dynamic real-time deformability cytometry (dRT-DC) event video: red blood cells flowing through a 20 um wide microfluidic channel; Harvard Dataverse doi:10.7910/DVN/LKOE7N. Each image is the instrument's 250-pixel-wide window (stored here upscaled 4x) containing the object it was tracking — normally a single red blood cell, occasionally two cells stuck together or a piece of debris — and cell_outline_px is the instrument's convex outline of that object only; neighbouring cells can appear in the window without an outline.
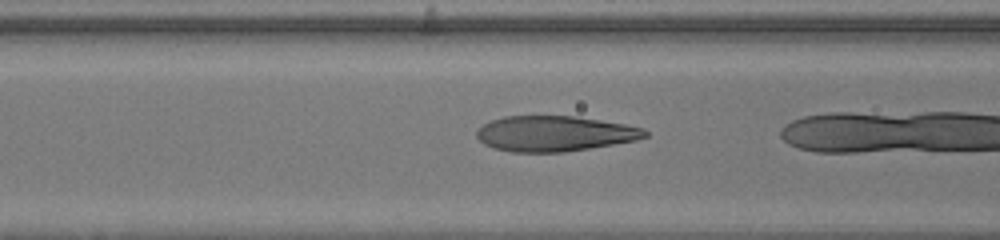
{"species": "human", "species_latin": "Homo sapiens", "temperature_condition": "warm", "stored_images_in_passage": 16, "camera_frame_rate_fps": 3000, "um_per_image_px": 0.085, "donor": {"sex": "male"}, "frame": {"image": 1, "passage_image": 15, "time_ms": 4.667, "image_size_px": [1000, 240], "cell_outline_px": [[648, 136], [636, 140], [564, 152], [512, 152], [492, 148], [484, 144], [476, 136], [476, 132], [484, 124], [492, 120], [504, 116], [576, 116], [624, 124], [644, 128], [648, 132]], "centroid_in_image_um": [47.13, 11.35], "position_along_channel_um": 119.5, "area_um2": 34.62}}